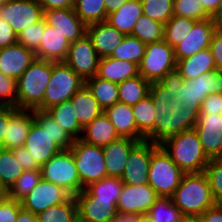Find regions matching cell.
Instances as JSON below:
<instances>
[{"mask_svg":"<svg viewBox=\"0 0 222 222\" xmlns=\"http://www.w3.org/2000/svg\"><path fill=\"white\" fill-rule=\"evenodd\" d=\"M149 95L157 116L154 120V143L160 144L170 136L193 129L197 124L200 107H191L181 100L171 99L168 88L158 82L151 83Z\"/></svg>","mask_w":222,"mask_h":222,"instance_id":"6da1fadb","label":"cell"},{"mask_svg":"<svg viewBox=\"0 0 222 222\" xmlns=\"http://www.w3.org/2000/svg\"><path fill=\"white\" fill-rule=\"evenodd\" d=\"M159 145L184 173L205 172L210 162L194 128L170 136Z\"/></svg>","mask_w":222,"mask_h":222,"instance_id":"7a4b0ae2","label":"cell"},{"mask_svg":"<svg viewBox=\"0 0 222 222\" xmlns=\"http://www.w3.org/2000/svg\"><path fill=\"white\" fill-rule=\"evenodd\" d=\"M171 198L182 215L199 217L207 209L216 205L205 172L185 173Z\"/></svg>","mask_w":222,"mask_h":222,"instance_id":"3957f363","label":"cell"},{"mask_svg":"<svg viewBox=\"0 0 222 222\" xmlns=\"http://www.w3.org/2000/svg\"><path fill=\"white\" fill-rule=\"evenodd\" d=\"M53 62L36 59L17 80L16 108L43 110L45 90L51 79Z\"/></svg>","mask_w":222,"mask_h":222,"instance_id":"277c9868","label":"cell"},{"mask_svg":"<svg viewBox=\"0 0 222 222\" xmlns=\"http://www.w3.org/2000/svg\"><path fill=\"white\" fill-rule=\"evenodd\" d=\"M184 174L160 145L152 152L148 184L159 197H172Z\"/></svg>","mask_w":222,"mask_h":222,"instance_id":"5b68a950","label":"cell"},{"mask_svg":"<svg viewBox=\"0 0 222 222\" xmlns=\"http://www.w3.org/2000/svg\"><path fill=\"white\" fill-rule=\"evenodd\" d=\"M42 179L63 187L72 196L83 190L70 149L61 150L41 166Z\"/></svg>","mask_w":222,"mask_h":222,"instance_id":"8992f818","label":"cell"},{"mask_svg":"<svg viewBox=\"0 0 222 222\" xmlns=\"http://www.w3.org/2000/svg\"><path fill=\"white\" fill-rule=\"evenodd\" d=\"M70 151L73 154L83 189L91 183L107 177L102 147H97L85 143L81 139H76Z\"/></svg>","mask_w":222,"mask_h":222,"instance_id":"52a82bcc","label":"cell"},{"mask_svg":"<svg viewBox=\"0 0 222 222\" xmlns=\"http://www.w3.org/2000/svg\"><path fill=\"white\" fill-rule=\"evenodd\" d=\"M83 85L85 81L65 62H53L52 76L44 93L43 110L70 100Z\"/></svg>","mask_w":222,"mask_h":222,"instance_id":"ba28073f","label":"cell"},{"mask_svg":"<svg viewBox=\"0 0 222 222\" xmlns=\"http://www.w3.org/2000/svg\"><path fill=\"white\" fill-rule=\"evenodd\" d=\"M176 64L174 49L164 40L146 44L139 64V75L150 83L158 82L168 72L175 70Z\"/></svg>","mask_w":222,"mask_h":222,"instance_id":"9c48e42d","label":"cell"},{"mask_svg":"<svg viewBox=\"0 0 222 222\" xmlns=\"http://www.w3.org/2000/svg\"><path fill=\"white\" fill-rule=\"evenodd\" d=\"M175 99L191 107H200L203 100L214 93H222V70L204 73L195 79L184 80Z\"/></svg>","mask_w":222,"mask_h":222,"instance_id":"30bf717a","label":"cell"},{"mask_svg":"<svg viewBox=\"0 0 222 222\" xmlns=\"http://www.w3.org/2000/svg\"><path fill=\"white\" fill-rule=\"evenodd\" d=\"M99 60L100 57L86 34L83 38L70 43L64 62L86 81L97 74Z\"/></svg>","mask_w":222,"mask_h":222,"instance_id":"8fae6325","label":"cell"},{"mask_svg":"<svg viewBox=\"0 0 222 222\" xmlns=\"http://www.w3.org/2000/svg\"><path fill=\"white\" fill-rule=\"evenodd\" d=\"M4 19L19 35L23 29L35 24L44 18L42 7L35 0H11L0 6Z\"/></svg>","mask_w":222,"mask_h":222,"instance_id":"7c38bea8","label":"cell"},{"mask_svg":"<svg viewBox=\"0 0 222 222\" xmlns=\"http://www.w3.org/2000/svg\"><path fill=\"white\" fill-rule=\"evenodd\" d=\"M159 144L151 141L139 142L131 151L121 181L126 185L148 183L149 164L152 152Z\"/></svg>","mask_w":222,"mask_h":222,"instance_id":"4fadbf2b","label":"cell"},{"mask_svg":"<svg viewBox=\"0 0 222 222\" xmlns=\"http://www.w3.org/2000/svg\"><path fill=\"white\" fill-rule=\"evenodd\" d=\"M71 196L63 187L41 179L21 204L24 210L38 215L51 206L65 202Z\"/></svg>","mask_w":222,"mask_h":222,"instance_id":"5bb4252c","label":"cell"},{"mask_svg":"<svg viewBox=\"0 0 222 222\" xmlns=\"http://www.w3.org/2000/svg\"><path fill=\"white\" fill-rule=\"evenodd\" d=\"M194 129L208 158H222V114H200Z\"/></svg>","mask_w":222,"mask_h":222,"instance_id":"9a60e30c","label":"cell"},{"mask_svg":"<svg viewBox=\"0 0 222 222\" xmlns=\"http://www.w3.org/2000/svg\"><path fill=\"white\" fill-rule=\"evenodd\" d=\"M217 24L212 18L197 21L185 39L175 46L174 54L176 61L195 55L201 50L209 48Z\"/></svg>","mask_w":222,"mask_h":222,"instance_id":"2e32d148","label":"cell"},{"mask_svg":"<svg viewBox=\"0 0 222 222\" xmlns=\"http://www.w3.org/2000/svg\"><path fill=\"white\" fill-rule=\"evenodd\" d=\"M159 198L154 189L148 184H124L121 195L117 201V211L147 214L154 202Z\"/></svg>","mask_w":222,"mask_h":222,"instance_id":"e0dca14e","label":"cell"},{"mask_svg":"<svg viewBox=\"0 0 222 222\" xmlns=\"http://www.w3.org/2000/svg\"><path fill=\"white\" fill-rule=\"evenodd\" d=\"M76 199L80 222H110L118 212L116 200L88 196L83 190L76 195Z\"/></svg>","mask_w":222,"mask_h":222,"instance_id":"ac0fdd59","label":"cell"},{"mask_svg":"<svg viewBox=\"0 0 222 222\" xmlns=\"http://www.w3.org/2000/svg\"><path fill=\"white\" fill-rule=\"evenodd\" d=\"M46 23L55 27L69 43L87 34V25L77 16L74 8L51 9L44 11Z\"/></svg>","mask_w":222,"mask_h":222,"instance_id":"d6986e66","label":"cell"},{"mask_svg":"<svg viewBox=\"0 0 222 222\" xmlns=\"http://www.w3.org/2000/svg\"><path fill=\"white\" fill-rule=\"evenodd\" d=\"M33 122L32 110L8 106V125L3 148L13 150L24 146Z\"/></svg>","mask_w":222,"mask_h":222,"instance_id":"ffe728a7","label":"cell"},{"mask_svg":"<svg viewBox=\"0 0 222 222\" xmlns=\"http://www.w3.org/2000/svg\"><path fill=\"white\" fill-rule=\"evenodd\" d=\"M36 59L33 51L16 42L0 49V72L18 80Z\"/></svg>","mask_w":222,"mask_h":222,"instance_id":"44dd1931","label":"cell"},{"mask_svg":"<svg viewBox=\"0 0 222 222\" xmlns=\"http://www.w3.org/2000/svg\"><path fill=\"white\" fill-rule=\"evenodd\" d=\"M87 35L100 59L110 57L125 37L106 21L87 25Z\"/></svg>","mask_w":222,"mask_h":222,"instance_id":"7402d4cb","label":"cell"},{"mask_svg":"<svg viewBox=\"0 0 222 222\" xmlns=\"http://www.w3.org/2000/svg\"><path fill=\"white\" fill-rule=\"evenodd\" d=\"M24 147L40 166L47 163L62 149L53 141L46 130H43L35 121L31 124Z\"/></svg>","mask_w":222,"mask_h":222,"instance_id":"603a6c76","label":"cell"},{"mask_svg":"<svg viewBox=\"0 0 222 222\" xmlns=\"http://www.w3.org/2000/svg\"><path fill=\"white\" fill-rule=\"evenodd\" d=\"M139 143L130 138H119L102 148L107 176L121 178L130 151Z\"/></svg>","mask_w":222,"mask_h":222,"instance_id":"cb8c5ba5","label":"cell"},{"mask_svg":"<svg viewBox=\"0 0 222 222\" xmlns=\"http://www.w3.org/2000/svg\"><path fill=\"white\" fill-rule=\"evenodd\" d=\"M70 43L45 21V30L39 48L35 52L36 58L52 62H64L67 57Z\"/></svg>","mask_w":222,"mask_h":222,"instance_id":"d4e9b609","label":"cell"},{"mask_svg":"<svg viewBox=\"0 0 222 222\" xmlns=\"http://www.w3.org/2000/svg\"><path fill=\"white\" fill-rule=\"evenodd\" d=\"M104 113L115 126L121 138H130L139 142L145 140V137L137 129L132 106L117 102L106 108Z\"/></svg>","mask_w":222,"mask_h":222,"instance_id":"484cf974","label":"cell"},{"mask_svg":"<svg viewBox=\"0 0 222 222\" xmlns=\"http://www.w3.org/2000/svg\"><path fill=\"white\" fill-rule=\"evenodd\" d=\"M119 138L121 137L118 135L115 126L103 112L83 127L81 140L85 143L103 148Z\"/></svg>","mask_w":222,"mask_h":222,"instance_id":"4316f807","label":"cell"},{"mask_svg":"<svg viewBox=\"0 0 222 222\" xmlns=\"http://www.w3.org/2000/svg\"><path fill=\"white\" fill-rule=\"evenodd\" d=\"M139 75V66L126 60H118L111 57L101 58L98 63L96 76L114 83H121L125 80Z\"/></svg>","mask_w":222,"mask_h":222,"instance_id":"83f0119b","label":"cell"},{"mask_svg":"<svg viewBox=\"0 0 222 222\" xmlns=\"http://www.w3.org/2000/svg\"><path fill=\"white\" fill-rule=\"evenodd\" d=\"M176 70L184 80L195 79L201 74L215 71L216 67L211 50L206 48L195 55L178 60Z\"/></svg>","mask_w":222,"mask_h":222,"instance_id":"f1b7e54d","label":"cell"},{"mask_svg":"<svg viewBox=\"0 0 222 222\" xmlns=\"http://www.w3.org/2000/svg\"><path fill=\"white\" fill-rule=\"evenodd\" d=\"M142 15L141 0H128L117 11L107 15L106 22L124 35H131L134 25Z\"/></svg>","mask_w":222,"mask_h":222,"instance_id":"f546056e","label":"cell"},{"mask_svg":"<svg viewBox=\"0 0 222 222\" xmlns=\"http://www.w3.org/2000/svg\"><path fill=\"white\" fill-rule=\"evenodd\" d=\"M70 100L78 122L82 127H85L104 112L86 85H83Z\"/></svg>","mask_w":222,"mask_h":222,"instance_id":"4dcf8cb0","label":"cell"},{"mask_svg":"<svg viewBox=\"0 0 222 222\" xmlns=\"http://www.w3.org/2000/svg\"><path fill=\"white\" fill-rule=\"evenodd\" d=\"M132 110L138 131L145 137V140L154 143V120L157 116L151 96L148 94L133 105Z\"/></svg>","mask_w":222,"mask_h":222,"instance_id":"1f68e13d","label":"cell"},{"mask_svg":"<svg viewBox=\"0 0 222 222\" xmlns=\"http://www.w3.org/2000/svg\"><path fill=\"white\" fill-rule=\"evenodd\" d=\"M34 121L48 132L53 141L62 149L68 150L74 143V139L64 130L47 110L33 109Z\"/></svg>","mask_w":222,"mask_h":222,"instance_id":"d6a6232c","label":"cell"},{"mask_svg":"<svg viewBox=\"0 0 222 222\" xmlns=\"http://www.w3.org/2000/svg\"><path fill=\"white\" fill-rule=\"evenodd\" d=\"M47 111L74 140L81 139L83 127L78 122L71 100L54 105Z\"/></svg>","mask_w":222,"mask_h":222,"instance_id":"836d02e7","label":"cell"},{"mask_svg":"<svg viewBox=\"0 0 222 222\" xmlns=\"http://www.w3.org/2000/svg\"><path fill=\"white\" fill-rule=\"evenodd\" d=\"M85 85L103 110L119 102L117 83L101 79L95 75L86 80Z\"/></svg>","mask_w":222,"mask_h":222,"instance_id":"e575fe53","label":"cell"},{"mask_svg":"<svg viewBox=\"0 0 222 222\" xmlns=\"http://www.w3.org/2000/svg\"><path fill=\"white\" fill-rule=\"evenodd\" d=\"M151 83L141 75L118 84L119 102L126 105H136L149 94Z\"/></svg>","mask_w":222,"mask_h":222,"instance_id":"d590c367","label":"cell"},{"mask_svg":"<svg viewBox=\"0 0 222 222\" xmlns=\"http://www.w3.org/2000/svg\"><path fill=\"white\" fill-rule=\"evenodd\" d=\"M38 222H78L76 196L65 202L47 208L37 215Z\"/></svg>","mask_w":222,"mask_h":222,"instance_id":"8d00e7d4","label":"cell"},{"mask_svg":"<svg viewBox=\"0 0 222 222\" xmlns=\"http://www.w3.org/2000/svg\"><path fill=\"white\" fill-rule=\"evenodd\" d=\"M124 183L118 177H104L101 180L91 183L83 189V191L92 197L104 200H116L121 195Z\"/></svg>","mask_w":222,"mask_h":222,"instance_id":"74e56055","label":"cell"},{"mask_svg":"<svg viewBox=\"0 0 222 222\" xmlns=\"http://www.w3.org/2000/svg\"><path fill=\"white\" fill-rule=\"evenodd\" d=\"M196 22L190 18L173 15L164 25V41L174 48L185 39Z\"/></svg>","mask_w":222,"mask_h":222,"instance_id":"f35d334b","label":"cell"},{"mask_svg":"<svg viewBox=\"0 0 222 222\" xmlns=\"http://www.w3.org/2000/svg\"><path fill=\"white\" fill-rule=\"evenodd\" d=\"M24 169L12 150L0 148V182L8 191Z\"/></svg>","mask_w":222,"mask_h":222,"instance_id":"ab89813d","label":"cell"},{"mask_svg":"<svg viewBox=\"0 0 222 222\" xmlns=\"http://www.w3.org/2000/svg\"><path fill=\"white\" fill-rule=\"evenodd\" d=\"M146 44L137 37L125 35L121 44L113 51L111 58L133 62L139 66L145 54Z\"/></svg>","mask_w":222,"mask_h":222,"instance_id":"60d3db41","label":"cell"},{"mask_svg":"<svg viewBox=\"0 0 222 222\" xmlns=\"http://www.w3.org/2000/svg\"><path fill=\"white\" fill-rule=\"evenodd\" d=\"M131 35L145 44L159 42L164 40V24L142 15L134 25Z\"/></svg>","mask_w":222,"mask_h":222,"instance_id":"b9f144b4","label":"cell"},{"mask_svg":"<svg viewBox=\"0 0 222 222\" xmlns=\"http://www.w3.org/2000/svg\"><path fill=\"white\" fill-rule=\"evenodd\" d=\"M74 10L86 25L107 19L105 0H75Z\"/></svg>","mask_w":222,"mask_h":222,"instance_id":"7bdbcfd3","label":"cell"},{"mask_svg":"<svg viewBox=\"0 0 222 222\" xmlns=\"http://www.w3.org/2000/svg\"><path fill=\"white\" fill-rule=\"evenodd\" d=\"M41 179V169L24 170L8 190V198L21 202Z\"/></svg>","mask_w":222,"mask_h":222,"instance_id":"ee69618b","label":"cell"},{"mask_svg":"<svg viewBox=\"0 0 222 222\" xmlns=\"http://www.w3.org/2000/svg\"><path fill=\"white\" fill-rule=\"evenodd\" d=\"M147 214L154 222H174L182 215L171 197H159Z\"/></svg>","mask_w":222,"mask_h":222,"instance_id":"f6af8a7d","label":"cell"},{"mask_svg":"<svg viewBox=\"0 0 222 222\" xmlns=\"http://www.w3.org/2000/svg\"><path fill=\"white\" fill-rule=\"evenodd\" d=\"M143 15L166 24L174 15L173 0H141Z\"/></svg>","mask_w":222,"mask_h":222,"instance_id":"bcb514c9","label":"cell"},{"mask_svg":"<svg viewBox=\"0 0 222 222\" xmlns=\"http://www.w3.org/2000/svg\"><path fill=\"white\" fill-rule=\"evenodd\" d=\"M173 13L196 21L211 18L200 0H173Z\"/></svg>","mask_w":222,"mask_h":222,"instance_id":"7dc6e473","label":"cell"},{"mask_svg":"<svg viewBox=\"0 0 222 222\" xmlns=\"http://www.w3.org/2000/svg\"><path fill=\"white\" fill-rule=\"evenodd\" d=\"M45 30V19L31 24L18 35L17 42L34 53L39 48Z\"/></svg>","mask_w":222,"mask_h":222,"instance_id":"c3c4849f","label":"cell"},{"mask_svg":"<svg viewBox=\"0 0 222 222\" xmlns=\"http://www.w3.org/2000/svg\"><path fill=\"white\" fill-rule=\"evenodd\" d=\"M213 197L217 205H222V158L210 159L205 168Z\"/></svg>","mask_w":222,"mask_h":222,"instance_id":"681fc988","label":"cell"},{"mask_svg":"<svg viewBox=\"0 0 222 222\" xmlns=\"http://www.w3.org/2000/svg\"><path fill=\"white\" fill-rule=\"evenodd\" d=\"M17 80L0 72V106L16 108Z\"/></svg>","mask_w":222,"mask_h":222,"instance_id":"f907efd6","label":"cell"},{"mask_svg":"<svg viewBox=\"0 0 222 222\" xmlns=\"http://www.w3.org/2000/svg\"><path fill=\"white\" fill-rule=\"evenodd\" d=\"M22 204L11 198H5L0 201V222H15Z\"/></svg>","mask_w":222,"mask_h":222,"instance_id":"816d5d0a","label":"cell"},{"mask_svg":"<svg viewBox=\"0 0 222 222\" xmlns=\"http://www.w3.org/2000/svg\"><path fill=\"white\" fill-rule=\"evenodd\" d=\"M184 79L181 77L179 72L175 69L171 72H168L163 78H161L158 83L164 87L168 88V92L171 94V99L175 98L179 93L178 88L183 83Z\"/></svg>","mask_w":222,"mask_h":222,"instance_id":"f5cc1de1","label":"cell"},{"mask_svg":"<svg viewBox=\"0 0 222 222\" xmlns=\"http://www.w3.org/2000/svg\"><path fill=\"white\" fill-rule=\"evenodd\" d=\"M200 114H222V93L209 94L200 105Z\"/></svg>","mask_w":222,"mask_h":222,"instance_id":"db71d44e","label":"cell"},{"mask_svg":"<svg viewBox=\"0 0 222 222\" xmlns=\"http://www.w3.org/2000/svg\"><path fill=\"white\" fill-rule=\"evenodd\" d=\"M15 158H18L19 164L24 170H37L41 169V166L32 158L31 154L24 146L13 149Z\"/></svg>","mask_w":222,"mask_h":222,"instance_id":"11a10c76","label":"cell"},{"mask_svg":"<svg viewBox=\"0 0 222 222\" xmlns=\"http://www.w3.org/2000/svg\"><path fill=\"white\" fill-rule=\"evenodd\" d=\"M209 49L214 58L216 70H222V30L216 29L213 34Z\"/></svg>","mask_w":222,"mask_h":222,"instance_id":"9f6ffc18","label":"cell"},{"mask_svg":"<svg viewBox=\"0 0 222 222\" xmlns=\"http://www.w3.org/2000/svg\"><path fill=\"white\" fill-rule=\"evenodd\" d=\"M18 35L12 27L2 19L0 11V49L10 46L17 42Z\"/></svg>","mask_w":222,"mask_h":222,"instance_id":"6f0895ef","label":"cell"},{"mask_svg":"<svg viewBox=\"0 0 222 222\" xmlns=\"http://www.w3.org/2000/svg\"><path fill=\"white\" fill-rule=\"evenodd\" d=\"M43 9L48 11L51 9L74 8L75 0H35Z\"/></svg>","mask_w":222,"mask_h":222,"instance_id":"680465c9","label":"cell"},{"mask_svg":"<svg viewBox=\"0 0 222 222\" xmlns=\"http://www.w3.org/2000/svg\"><path fill=\"white\" fill-rule=\"evenodd\" d=\"M199 222H222V205H215L207 209L199 217Z\"/></svg>","mask_w":222,"mask_h":222,"instance_id":"91938a15","label":"cell"},{"mask_svg":"<svg viewBox=\"0 0 222 222\" xmlns=\"http://www.w3.org/2000/svg\"><path fill=\"white\" fill-rule=\"evenodd\" d=\"M8 125V106H0V148H3Z\"/></svg>","mask_w":222,"mask_h":222,"instance_id":"94428289","label":"cell"},{"mask_svg":"<svg viewBox=\"0 0 222 222\" xmlns=\"http://www.w3.org/2000/svg\"><path fill=\"white\" fill-rule=\"evenodd\" d=\"M139 214L118 211L112 222H138Z\"/></svg>","mask_w":222,"mask_h":222,"instance_id":"6125c7cd","label":"cell"},{"mask_svg":"<svg viewBox=\"0 0 222 222\" xmlns=\"http://www.w3.org/2000/svg\"><path fill=\"white\" fill-rule=\"evenodd\" d=\"M127 1L128 0H105L106 15H109L110 13L117 11Z\"/></svg>","mask_w":222,"mask_h":222,"instance_id":"be15d7a7","label":"cell"},{"mask_svg":"<svg viewBox=\"0 0 222 222\" xmlns=\"http://www.w3.org/2000/svg\"><path fill=\"white\" fill-rule=\"evenodd\" d=\"M15 222H38V217L37 215L22 208L19 211Z\"/></svg>","mask_w":222,"mask_h":222,"instance_id":"e7e4bbea","label":"cell"},{"mask_svg":"<svg viewBox=\"0 0 222 222\" xmlns=\"http://www.w3.org/2000/svg\"><path fill=\"white\" fill-rule=\"evenodd\" d=\"M205 11L212 17L218 9L221 0H200Z\"/></svg>","mask_w":222,"mask_h":222,"instance_id":"03108f58","label":"cell"},{"mask_svg":"<svg viewBox=\"0 0 222 222\" xmlns=\"http://www.w3.org/2000/svg\"><path fill=\"white\" fill-rule=\"evenodd\" d=\"M211 18L217 25L222 21V0L220 1L215 14Z\"/></svg>","mask_w":222,"mask_h":222,"instance_id":"003e7915","label":"cell"},{"mask_svg":"<svg viewBox=\"0 0 222 222\" xmlns=\"http://www.w3.org/2000/svg\"><path fill=\"white\" fill-rule=\"evenodd\" d=\"M174 222H199V219H198V217L192 216V215H181Z\"/></svg>","mask_w":222,"mask_h":222,"instance_id":"a7ac6f4b","label":"cell"},{"mask_svg":"<svg viewBox=\"0 0 222 222\" xmlns=\"http://www.w3.org/2000/svg\"><path fill=\"white\" fill-rule=\"evenodd\" d=\"M8 197V191L0 182V201Z\"/></svg>","mask_w":222,"mask_h":222,"instance_id":"89a4df30","label":"cell"},{"mask_svg":"<svg viewBox=\"0 0 222 222\" xmlns=\"http://www.w3.org/2000/svg\"><path fill=\"white\" fill-rule=\"evenodd\" d=\"M138 222H154L148 214H143L139 216Z\"/></svg>","mask_w":222,"mask_h":222,"instance_id":"2644e50d","label":"cell"},{"mask_svg":"<svg viewBox=\"0 0 222 222\" xmlns=\"http://www.w3.org/2000/svg\"><path fill=\"white\" fill-rule=\"evenodd\" d=\"M11 0H0V6L5 5L6 3L10 2Z\"/></svg>","mask_w":222,"mask_h":222,"instance_id":"8c879c8a","label":"cell"},{"mask_svg":"<svg viewBox=\"0 0 222 222\" xmlns=\"http://www.w3.org/2000/svg\"><path fill=\"white\" fill-rule=\"evenodd\" d=\"M217 28L222 30V21L217 25Z\"/></svg>","mask_w":222,"mask_h":222,"instance_id":"753ad0ef","label":"cell"}]
</instances>
